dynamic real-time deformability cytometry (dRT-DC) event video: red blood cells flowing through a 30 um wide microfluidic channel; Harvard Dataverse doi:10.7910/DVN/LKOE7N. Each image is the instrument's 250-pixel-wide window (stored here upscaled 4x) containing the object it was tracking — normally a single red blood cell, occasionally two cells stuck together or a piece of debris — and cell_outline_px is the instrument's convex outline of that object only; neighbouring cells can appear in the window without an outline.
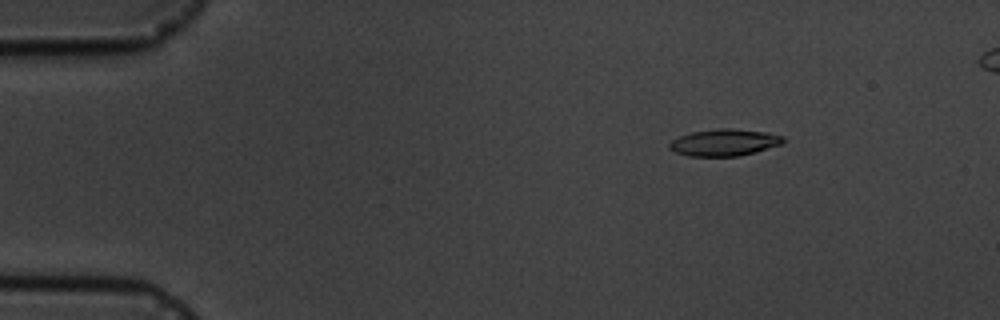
{"species": "common noctule bat (a hibernating species)", "species_latin": "Nyctalus noctula", "temperature_condition": "cold", "stored_images_in_passage": 6, "camera_frame_rate_fps": 3000, "um_per_image_px": 0.085, "animal": {"sex": "male", "body_mass_g": 19.5, "forearm_length_mm": 54.6}, "frame": {"image": 1, "passage_image": 2, "time_ms": 2.0, "image_size_px": [1000, 320], "cell_outline_px": [[788, 140], [784, 144], [756, 152], [740, 156], [688, 156], [676, 152], [668, 148], [668, 144], [672, 140], [680, 136], [692, 132], [716, 128], [732, 128], [768, 132], [784, 136]], "centroid_in_image_um": [61.64, 12.1], "position_along_channel_um": 23.4, "area_um2": 18.15}}
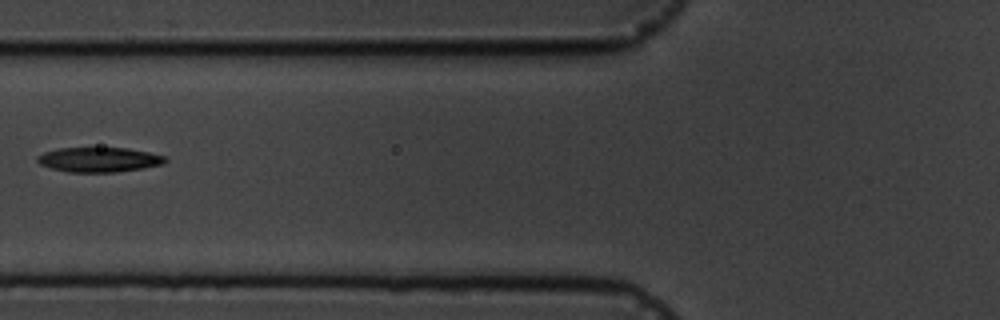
{"frame": {"image": 2, "passage_image": 6, "time_ms": 6.667, "image_size_px": [1000, 320], "cell_outline_px": [[168, 160], [164, 164], [144, 168], [116, 172], [68, 172], [52, 168], [40, 164], [36, 160], [36, 156], [44, 152], [56, 148], [128, 148], [148, 152], [164, 156]], "centroid_in_image_um": [8.41, 13.57], "position_along_channel_um": 117.4, "area_um2": 18.5}}